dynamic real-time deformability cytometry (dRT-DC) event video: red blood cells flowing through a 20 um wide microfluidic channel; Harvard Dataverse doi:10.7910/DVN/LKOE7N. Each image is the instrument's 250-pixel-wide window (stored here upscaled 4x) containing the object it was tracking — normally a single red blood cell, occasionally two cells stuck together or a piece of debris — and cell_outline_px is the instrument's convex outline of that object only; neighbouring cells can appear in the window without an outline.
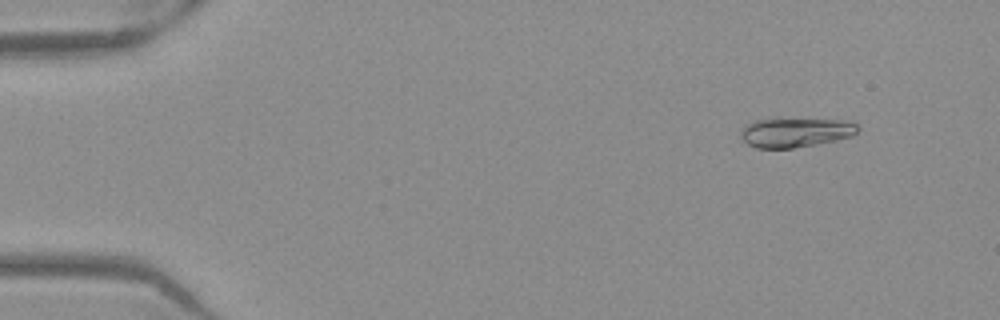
{"species": "Egyptian fruit bat (a non-hibernating species)", "species_latin": "Rousettus aegyptiacus", "temperature_condition": "warm", "stored_images_in_passage": 48, "camera_frame_rate_fps": 3000, "um_per_image_px": 0.085, "frame": {"image": 1, "passage_image": 1, "time_ms": 0.0, "image_size_px": [1000, 320], "cell_outline_px": [[860, 128], [852, 136], [836, 140], [816, 144], [792, 148], [756, 148], [748, 144], [740, 136], [740, 132], [752, 120], [844, 120], [856, 124]], "centroid_in_image_um": [67.62, 11.28], "position_along_channel_um": 17.4, "area_um2": 19.54}}
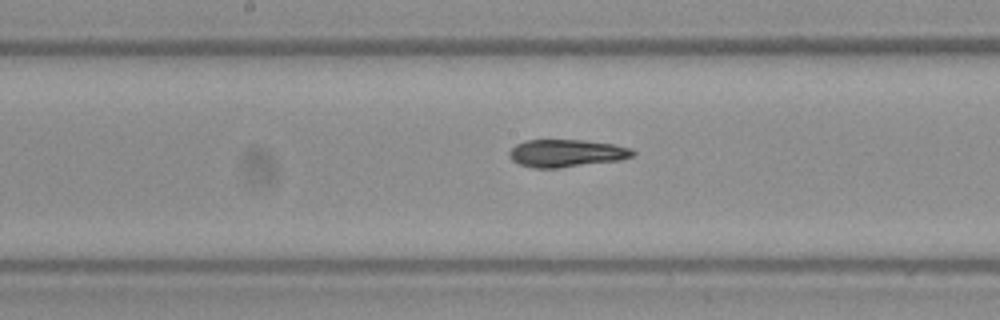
{"frame": {"image": 2, "passage_image": 23, "time_ms": 7.333, "image_size_px": [1000, 320], "cell_outline_px": [[636, 152], [632, 156], [620, 160], [560, 168], [532, 168], [520, 164], [512, 160], [508, 156], [508, 152], [516, 144], [524, 140], [584, 140], [616, 144], [632, 148]], "centroid_in_image_um": [48.15, 13.02], "position_along_channel_um": 200.0, "area_um2": 20.06}}
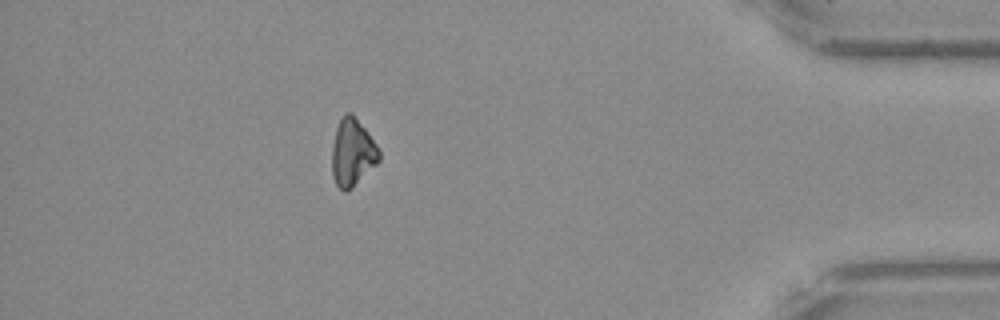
{"frame": {"image": 3, "passage_image": 42, "time_ms": 13.667, "image_size_px": [1000, 320], "cell_outline_px": [[380, 160], [352, 188], [344, 192], [336, 184], [332, 176], [332, 144], [336, 128], [344, 112], [352, 112], [376, 144], [380, 152]], "centroid_in_image_um": [29.94, 12.96], "position_along_channel_um": 405.3, "area_um2": 18.44}, "authors_computed_cell_mechanics": {"area_um2": 19.8254, "velocity_mm_per_s": 3.9386, "shape_relaxation_time_tau1_ms": 5.1752, "shape_relaxation_time_tau2_ms": 2.9472, "deformation_change_tau1": 0.1749, "deformation_change_tau2": 0.0675}}